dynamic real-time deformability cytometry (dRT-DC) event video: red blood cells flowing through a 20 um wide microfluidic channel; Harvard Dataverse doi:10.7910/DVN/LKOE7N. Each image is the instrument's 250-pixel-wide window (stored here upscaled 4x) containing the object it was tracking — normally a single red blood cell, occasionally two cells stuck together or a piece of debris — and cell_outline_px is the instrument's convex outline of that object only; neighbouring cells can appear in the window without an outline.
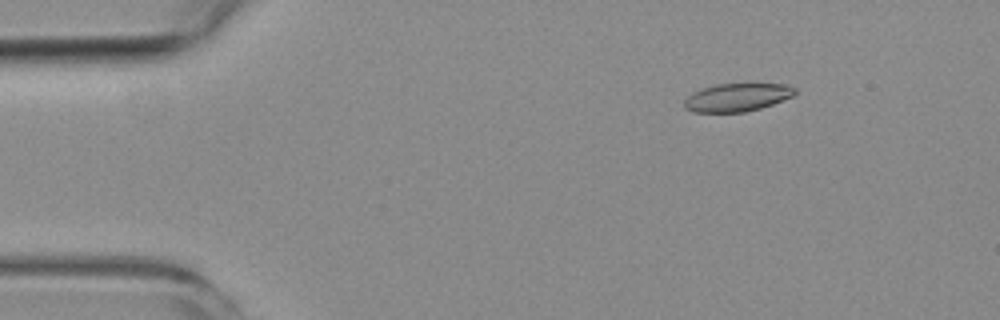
{"species": "common noctule bat (a hibernating species)", "species_latin": "Nyctalus noctula", "temperature_condition": "room temperature", "stored_images_in_passage": 6, "camera_frame_rate_fps": 3000, "um_per_image_px": 0.085, "animal": {"sex": "female", "body_mass_g": 19.3, "forearm_length_mm": 54.1}, "frame": {"image": 1, "passage_image": 2, "time_ms": 1.333, "image_size_px": [1000, 320], "cell_outline_px": [[796, 92], [792, 96], [772, 104], [760, 108], [744, 112], [692, 112], [684, 108], [684, 100], [692, 92], [700, 88], [716, 84], [788, 84], [796, 88]], "centroid_in_image_um": [62.62, 8.27], "position_along_channel_um": 22.4, "area_um2": 18.15}}
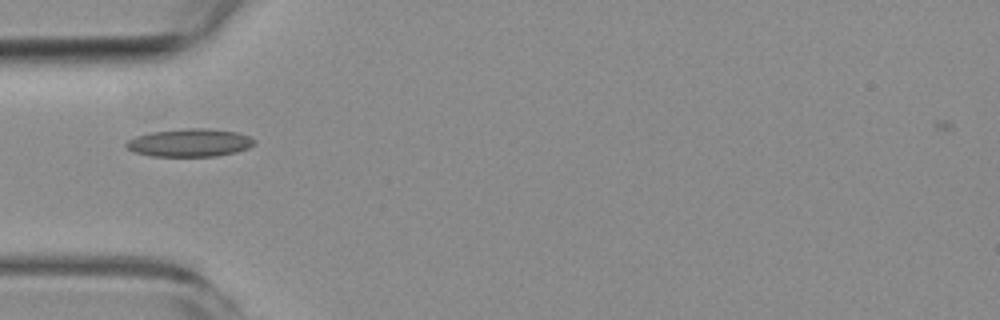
{"frame": {"image": 2, "passage_image": 5, "time_ms": 4.667, "image_size_px": [1000, 320], "cell_outline_px": [[256, 144], [248, 148], [236, 152], [216, 156], [152, 156], [132, 152], [124, 144], [128, 140], [136, 136], [152, 132], [184, 128], [208, 128], [236, 132], [248, 136], [256, 140]], "centroid_in_image_um": [16.13, 12.13], "position_along_channel_um": 68.9, "area_um2": 20.92}}
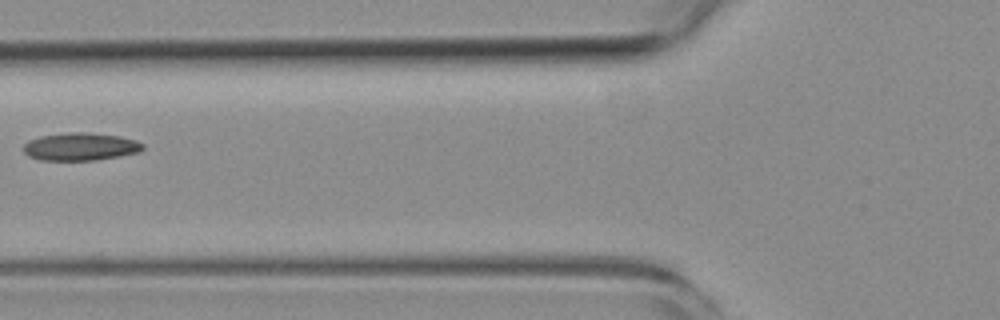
{"frame": {"image": 3, "passage_image": 6, "time_ms": 6.0, "image_size_px": [1000, 320], "cell_outline_px": [[144, 148], [136, 152], [120, 156], [96, 160], [40, 160], [28, 156], [24, 152], [24, 144], [28, 140], [40, 136], [68, 132], [84, 132], [120, 136], [136, 140], [144, 144]], "centroid_in_image_um": [6.82, 12.46], "position_along_channel_um": 119.0, "area_um2": 19.31}}